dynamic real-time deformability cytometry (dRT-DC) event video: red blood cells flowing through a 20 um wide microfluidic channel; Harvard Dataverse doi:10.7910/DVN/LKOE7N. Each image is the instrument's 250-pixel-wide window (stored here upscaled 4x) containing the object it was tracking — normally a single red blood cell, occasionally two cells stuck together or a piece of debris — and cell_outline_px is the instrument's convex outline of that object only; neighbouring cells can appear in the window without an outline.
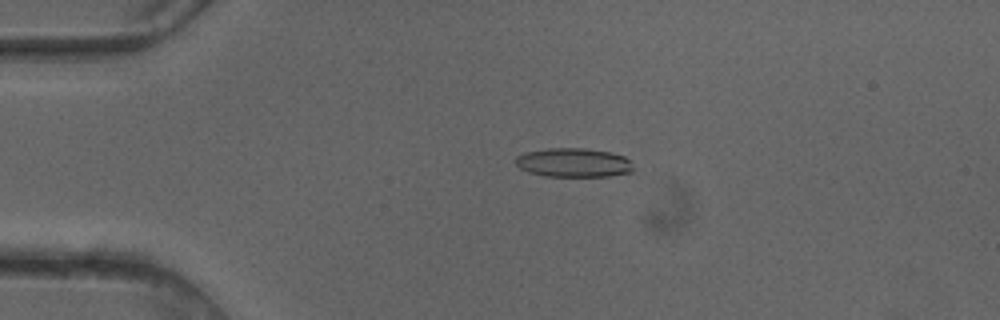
{"species": "common noctule bat (a hibernating species)", "species_latin": "Nyctalus noctula", "temperature_condition": "cold", "stored_images_in_passage": 50, "camera_frame_rate_fps": 3000, "um_per_image_px": 0.085, "animal": {"sex": "female"}, "frame": {"image": 1, "passage_image": 11, "time_ms": 3.333, "image_size_px": [1000, 320], "cell_outline_px": [[632, 172], [608, 176], [544, 176], [528, 172], [520, 168], [516, 164], [516, 156], [524, 152], [548, 148], [584, 148], [612, 152], [624, 156], [628, 160], [632, 168]], "centroid_in_image_um": [48.72, 13.82], "position_along_channel_um": 36.3, "area_um2": 19.88}}
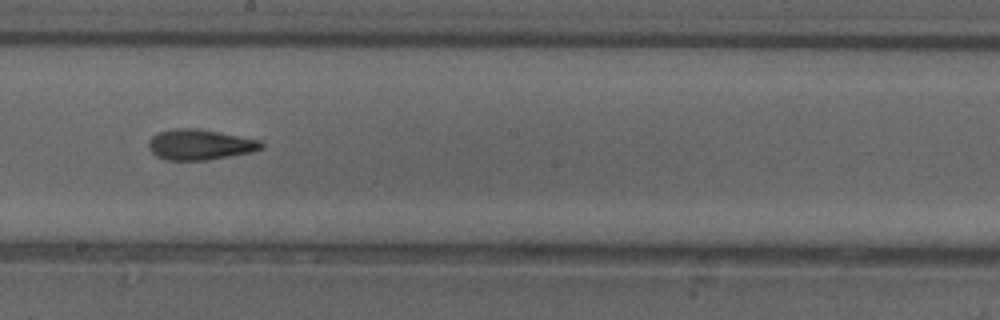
{"frame": {"image": 2, "passage_image": 28, "time_ms": 9.0, "image_size_px": [1000, 320], "cell_outline_px": [[264, 148], [252, 152], [208, 160], [164, 160], [156, 156], [148, 148], [148, 144], [152, 136], [160, 132], [176, 128], [200, 128], [260, 140], [264, 144]], "centroid_in_image_um": [17.01, 12.29], "position_along_channel_um": 231.2, "area_um2": 20.17}}
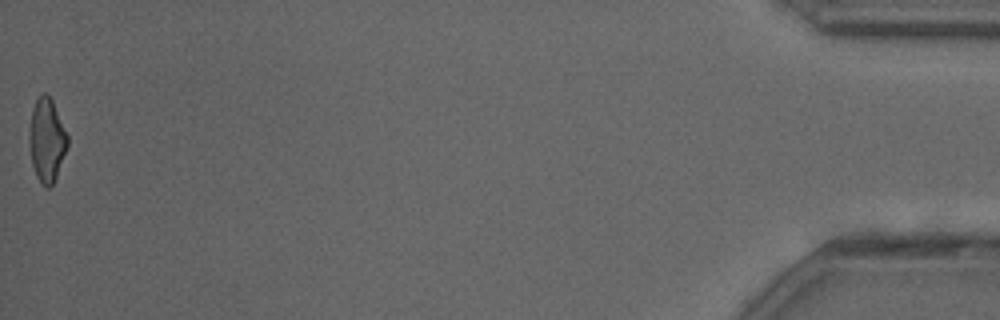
{"frame": {"image": 3, "passage_image": 50, "time_ms": 16.333, "image_size_px": [1000, 320], "cell_outline_px": [[68, 144], [56, 176], [52, 184], [48, 188], [44, 188], [40, 184], [36, 176], [32, 164], [28, 144], [28, 136], [32, 108], [36, 100], [44, 92], [52, 100], [68, 136]], "centroid_in_image_um": [3.95, 11.93], "position_along_channel_um": 431.3, "area_um2": 18.55}, "authors_computed_cell_mechanics": {"area_um2": 19.6809, "velocity_mm_per_s": 4.1228, "shape_relaxation_time_tau1_ms": 6.2547, "shape_relaxation_time_tau2_ms": 2.7972, "deformation_change_tau1": 0.1955, "deformation_change_tau2": 0.122}}